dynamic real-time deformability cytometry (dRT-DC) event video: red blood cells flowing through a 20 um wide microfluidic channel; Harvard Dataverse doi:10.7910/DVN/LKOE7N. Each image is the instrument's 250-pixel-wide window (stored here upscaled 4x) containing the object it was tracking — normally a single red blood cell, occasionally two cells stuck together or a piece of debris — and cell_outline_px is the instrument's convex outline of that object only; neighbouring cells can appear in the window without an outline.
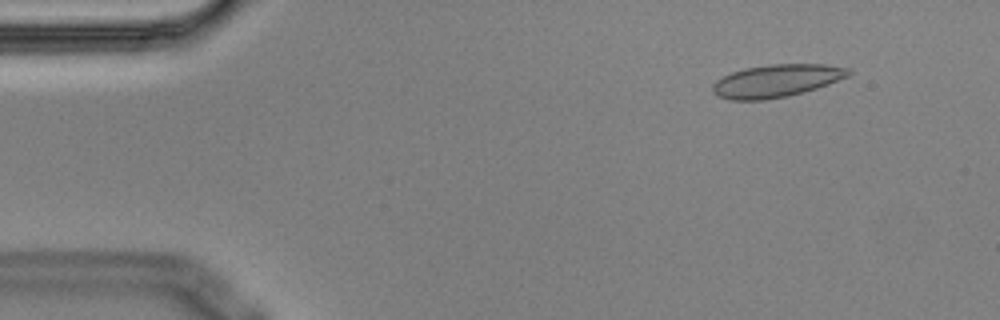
{"species": "Egyptian fruit bat (a non-hibernating species)", "species_latin": "Rousettus aegyptiacus", "temperature_condition": "cold", "stored_images_in_passage": 4, "camera_frame_rate_fps": 3000, "um_per_image_px": 0.085, "animal": {"sex": "male"}, "frame": {"image": 1, "passage_image": 2, "time_ms": 0.333, "image_size_px": [1000, 320], "cell_outline_px": [[852, 72], [848, 76], [828, 84], [804, 92], [788, 96], [764, 100], [728, 100], [716, 96], [712, 92], [712, 84], [716, 80], [732, 72], [744, 68], [768, 64], [824, 64], [848, 68]], "centroid_in_image_um": [65.96, 6.87], "position_along_channel_um": 19.0, "area_um2": 26.01}}
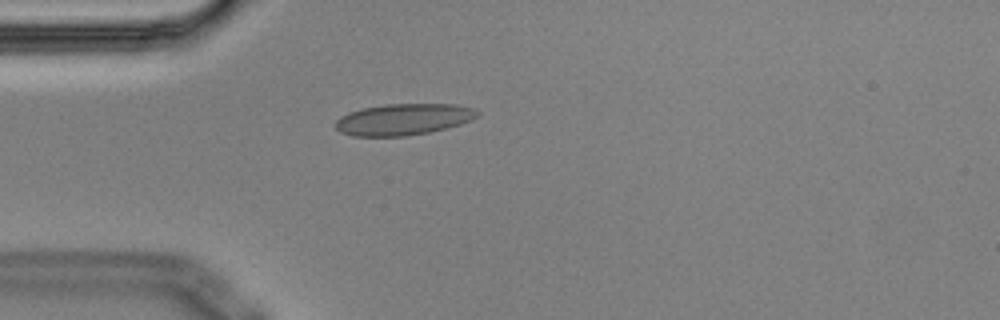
{"frame": {"image": 2, "passage_image": 4, "time_ms": 1.0, "image_size_px": [1000, 320], "cell_outline_px": [[480, 116], [472, 120], [460, 124], [428, 132], [404, 136], [352, 136], [340, 132], [332, 124], [340, 116], [348, 112], [364, 108], [384, 104], [456, 104], [476, 108], [480, 112]], "centroid_in_image_um": [34.29, 10.14], "position_along_channel_um": 50.7, "area_um2": 26.18}}